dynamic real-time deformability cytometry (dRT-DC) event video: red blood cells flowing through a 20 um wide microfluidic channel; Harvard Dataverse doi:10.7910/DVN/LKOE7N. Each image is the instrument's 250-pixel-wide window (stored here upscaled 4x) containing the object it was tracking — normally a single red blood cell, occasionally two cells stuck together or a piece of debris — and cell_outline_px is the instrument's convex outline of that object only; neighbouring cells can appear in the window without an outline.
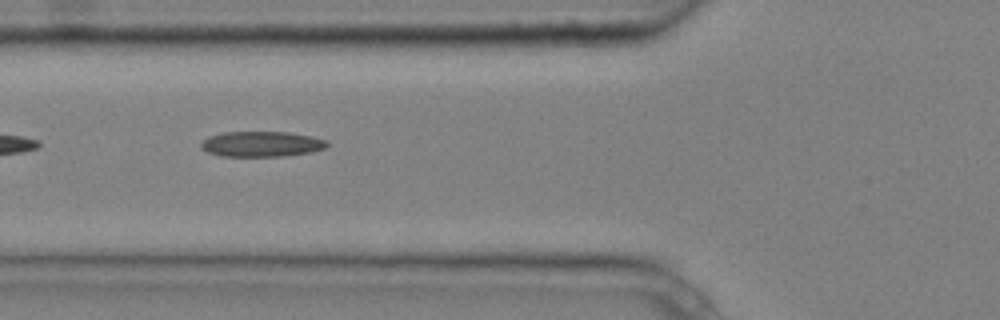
{"species": "common noctule bat (a hibernating species)", "species_latin": "Nyctalus noctula", "temperature_condition": "cold", "stored_images_in_passage": 9, "camera_frame_rate_fps": 3000, "um_per_image_px": 0.085, "animal": {"sex": "male", "body_mass_g": 20.4}, "frame": {"image": 1, "passage_image": 6, "time_ms": 1.667, "image_size_px": [1000, 320], "cell_outline_px": [[328, 148], [312, 152], [284, 156], [220, 156], [208, 152], [200, 148], [200, 144], [208, 136], [224, 132], [288, 132], [312, 136], [328, 140]], "centroid_in_image_um": [22.27, 12.24], "position_along_channel_um": 103.5, "area_um2": 18.84}}
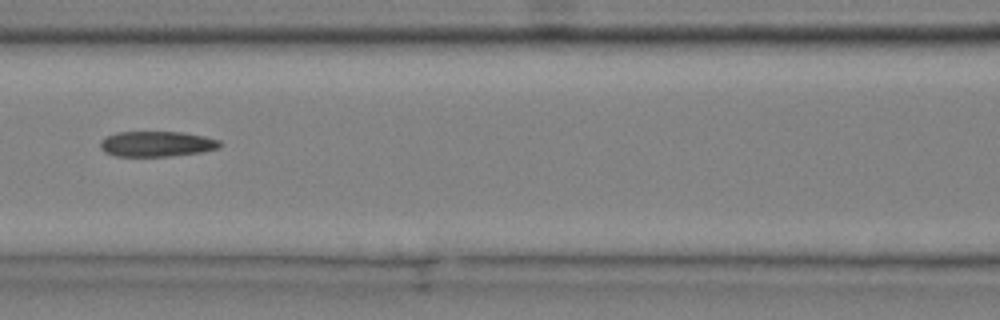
{"frame": {"image": 2, "passage_image": 7, "time_ms": 2.0, "image_size_px": [1000, 320], "cell_outline_px": [[220, 148], [200, 152], [172, 156], [116, 156], [104, 152], [100, 148], [100, 140], [104, 136], [116, 132], [184, 132], [204, 136], [220, 140]], "centroid_in_image_um": [13.29, 12.23], "position_along_channel_um": 153.3, "area_um2": 17.86}}